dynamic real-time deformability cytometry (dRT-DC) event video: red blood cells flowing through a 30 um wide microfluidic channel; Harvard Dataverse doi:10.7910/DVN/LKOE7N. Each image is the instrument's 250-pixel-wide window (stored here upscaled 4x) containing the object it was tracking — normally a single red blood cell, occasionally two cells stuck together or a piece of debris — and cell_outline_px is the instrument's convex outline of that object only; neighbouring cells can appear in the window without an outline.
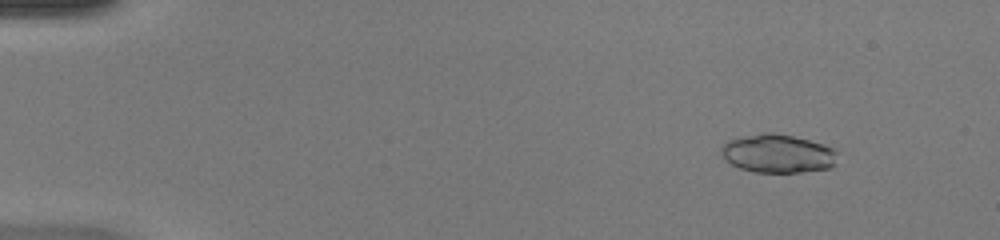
{"species": "common noctule bat (a hibernating species)", "species_latin": "Nyctalus noctula", "temperature_condition": "warm", "stored_images_in_passage": 49, "camera_frame_rate_fps": 3000, "um_per_image_px": 0.085, "animal": {"sex": "female", "body_mass_g": 20.0, "forearm_length_mm": 54.0}, "frame": {"image": 1, "passage_image": 6, "time_ms": 1.667, "image_size_px": [1000, 240], "cell_outline_px": [[836, 164], [832, 168], [804, 172], [756, 172], [740, 168], [724, 160], [720, 152], [720, 148], [728, 140], [760, 132], [772, 132], [792, 136], [808, 140], [832, 148], [836, 152]], "centroid_in_image_um": [66.09, 13.06], "position_along_channel_um": 18.9, "area_um2": 26.13}}